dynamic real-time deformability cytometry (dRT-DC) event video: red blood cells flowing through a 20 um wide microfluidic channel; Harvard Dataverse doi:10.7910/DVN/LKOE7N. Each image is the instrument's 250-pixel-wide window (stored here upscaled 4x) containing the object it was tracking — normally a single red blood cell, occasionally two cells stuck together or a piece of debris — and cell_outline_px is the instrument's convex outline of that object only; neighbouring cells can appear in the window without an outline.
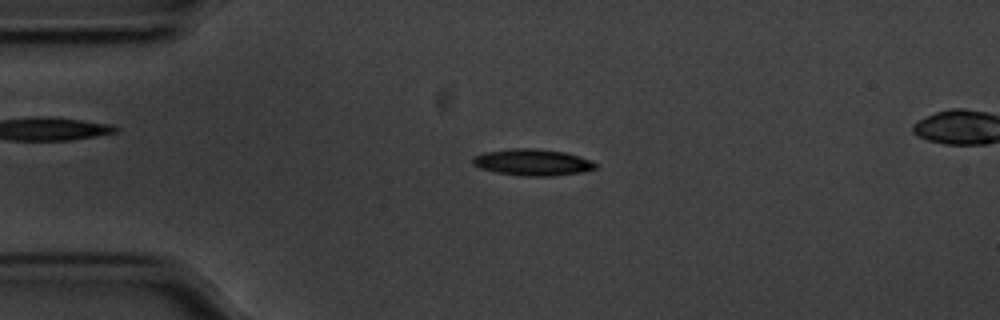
{"species": "common noctule bat (a hibernating species)", "species_latin": "Nyctalus noctula", "temperature_condition": "cold", "stored_images_in_passage": 56, "camera_frame_rate_fps": 3000, "um_per_image_px": 0.085, "animal": {"sex": "male", "body_mass_g": 20.1, "forearm_length_mm": 53.5}, "frame": {"image": 1, "passage_image": 12, "time_ms": 3.667, "image_size_px": [1000, 320], "cell_outline_px": [[600, 168], [584, 172], [552, 176], [524, 176], [496, 172], [480, 168], [472, 164], [472, 160], [476, 156], [484, 152], [508, 148], [536, 148], [564, 152], [580, 156], [592, 160], [600, 164]], "centroid_in_image_um": [45.35, 13.79], "position_along_channel_um": 39.7, "area_um2": 19.31}}
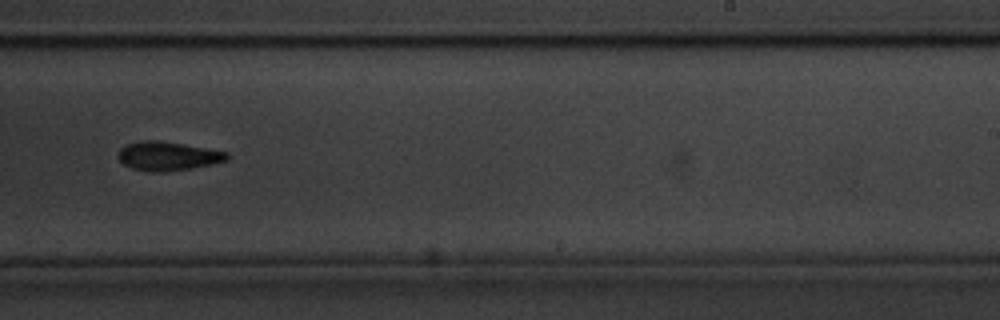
{"frame": {"image": 2, "passage_image": 34, "time_ms": 11.0, "image_size_px": [1000, 320], "cell_outline_px": [[228, 160], [192, 168], [160, 172], [152, 172], [132, 168], [124, 164], [120, 160], [120, 148], [128, 144], [144, 140], [160, 140], [228, 152]], "centroid_in_image_um": [14.28, 13.26], "position_along_channel_um": 274.7, "area_um2": 17.98}}
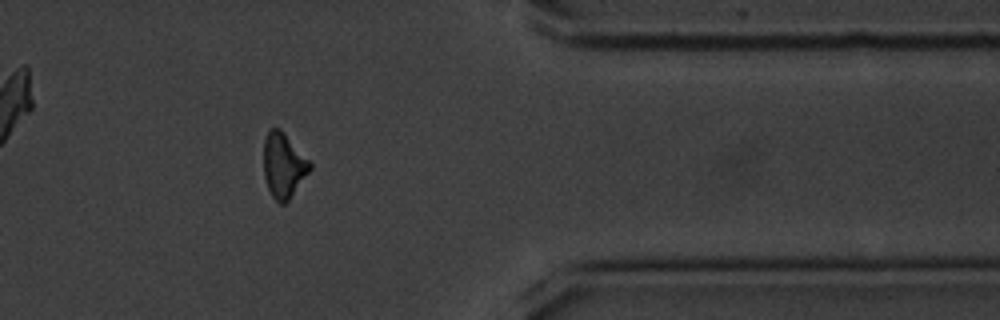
{"frame": {"image": 3, "passage_image": 45, "time_ms": 14.667, "image_size_px": [1000, 320], "cell_outline_px": [[312, 168], [288, 200], [284, 204], [280, 204], [272, 196], [268, 188], [264, 176], [264, 140], [268, 128], [280, 128], [284, 132], [312, 164]], "centroid_in_image_um": [24.09, 14.03], "position_along_channel_um": 387.3, "area_um2": 17.34}, "authors_computed_cell_mechanics": {"area_um2": 17.6001, "velocity_mm_per_s": 3.5445, "shape_relaxation_time_tau1_ms": 2.7631, "shape_relaxation_time_tau2_ms": null, "deformation_change_tau1": 0.1105, "deformation_change_tau2": null}}